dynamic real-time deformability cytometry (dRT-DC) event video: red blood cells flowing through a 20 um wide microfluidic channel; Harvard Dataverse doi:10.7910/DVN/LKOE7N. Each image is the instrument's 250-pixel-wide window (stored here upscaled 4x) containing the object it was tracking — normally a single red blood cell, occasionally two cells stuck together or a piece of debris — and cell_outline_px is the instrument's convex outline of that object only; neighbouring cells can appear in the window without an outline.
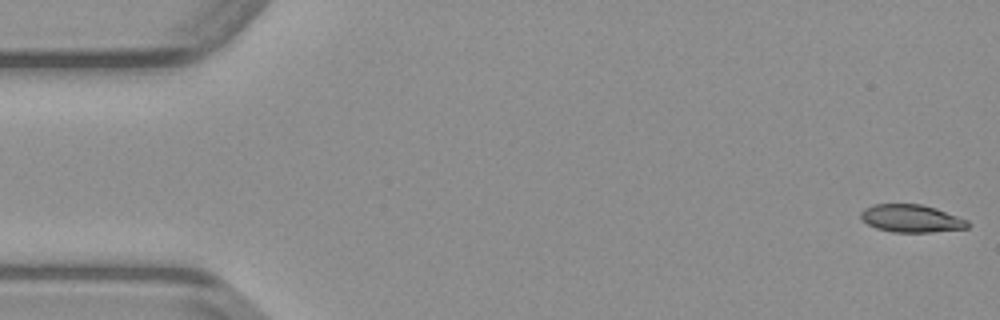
{"species": "common noctule bat (a hibernating species)", "species_latin": "Nyctalus noctula", "temperature_condition": "warm", "stored_images_in_passage": 49, "camera_frame_rate_fps": 3000, "um_per_image_px": 0.085, "animal": {"sex": "male", "body_mass_g": 23.1, "forearm_length_mm": 52.7}, "frame": {"image": 1, "passage_image": 1, "time_ms": 0.0, "image_size_px": [1000, 320], "cell_outline_px": [[972, 224], [968, 228], [932, 232], [892, 232], [876, 228], [868, 224], [860, 216], [860, 212], [864, 208], [872, 204], [920, 204], [936, 208], [968, 220]], "centroid_in_image_um": [77.48, 18.57], "position_along_channel_um": 7.5, "area_um2": 17.34}}
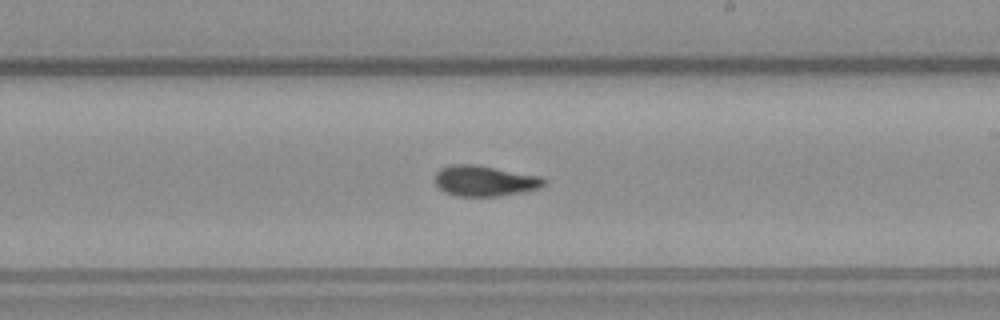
{"frame": {"image": 2, "passage_image": 28, "time_ms": 9.0, "image_size_px": [1000, 320], "cell_outline_px": [[548, 180], [540, 188], [524, 192], [496, 196], [456, 196], [444, 192], [436, 184], [436, 172], [440, 168], [448, 164], [476, 164], [544, 176]], "centroid_in_image_um": [41.24, 15.36], "position_along_channel_um": 247.8, "area_um2": 19.83}}
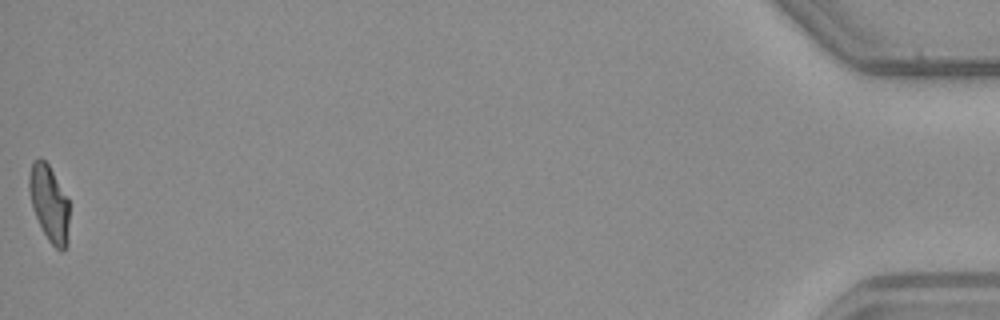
{"frame": {"image": 3, "passage_image": 49, "time_ms": 16.0, "image_size_px": [1000, 320], "cell_outline_px": [[68, 244], [60, 252], [48, 240], [32, 208], [28, 188], [28, 176], [32, 160], [40, 156], [48, 164], [68, 200]], "centroid_in_image_um": [4.15, 17.26], "position_along_channel_um": 431.0, "area_um2": 17.74}}